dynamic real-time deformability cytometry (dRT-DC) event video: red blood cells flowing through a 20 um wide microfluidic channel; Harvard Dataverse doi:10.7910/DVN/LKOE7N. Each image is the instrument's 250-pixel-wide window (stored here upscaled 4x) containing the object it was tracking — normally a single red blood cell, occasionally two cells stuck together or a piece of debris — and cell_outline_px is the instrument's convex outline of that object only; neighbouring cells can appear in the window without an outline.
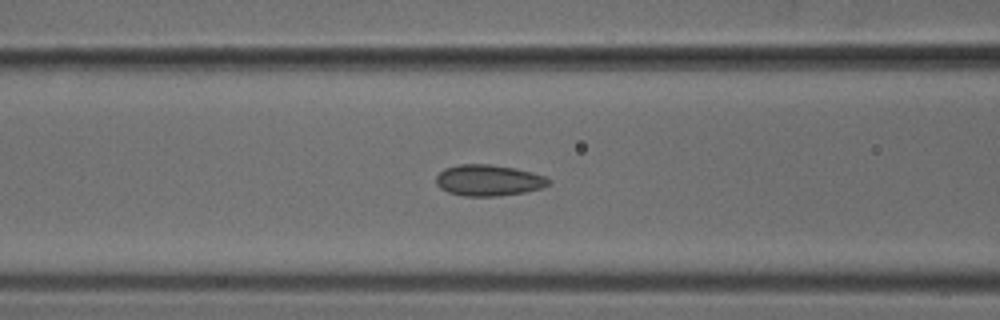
{"species": "common noctule bat (a hibernating species)", "species_latin": "Nyctalus noctula", "temperature_condition": "cold", "stored_images_in_passage": 44, "camera_frame_rate_fps": 3000, "um_per_image_px": 0.085, "animal": {"sex": "male", "body_mass_g": 18.8}, "frame": {"image": 1, "passage_image": 22, "time_ms": 7.0, "image_size_px": [1000, 320], "cell_outline_px": [[552, 184], [540, 188], [524, 192], [496, 196], [464, 196], [448, 192], [440, 188], [436, 184], [436, 176], [444, 168], [460, 164], [488, 164], [516, 168], [532, 172], [544, 176], [552, 180]], "centroid_in_image_um": [41.53, 15.32], "position_along_channel_um": 125.1, "area_um2": 20.52}}
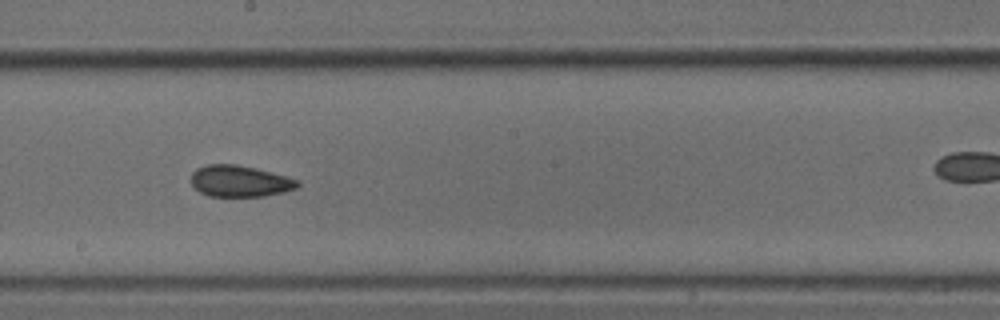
{"frame": {"image": 2, "passage_image": 30, "time_ms": 9.667, "image_size_px": [1000, 320], "cell_outline_px": [[300, 184], [296, 188], [284, 192], [264, 196], [208, 196], [200, 192], [192, 184], [192, 172], [196, 168], [208, 164], [236, 164], [256, 168], [272, 172], [300, 180]], "centroid_in_image_um": [20.4, 15.39], "position_along_channel_um": 227.8, "area_um2": 19.54}}
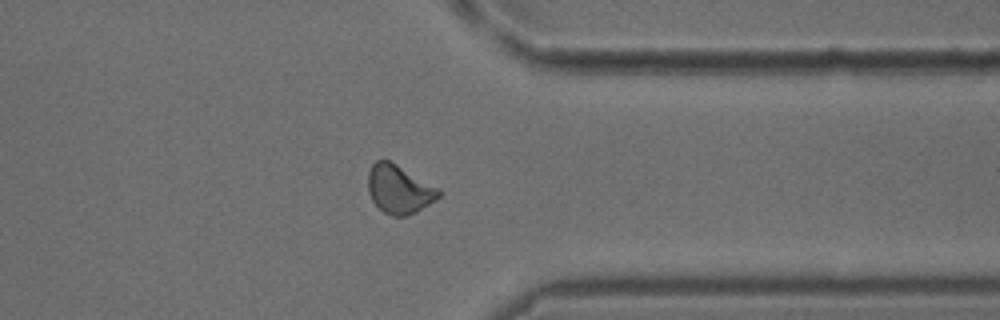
{"frame": {"image": 3, "passage_image": 42, "time_ms": 13.667, "image_size_px": [1000, 320], "cell_outline_px": [[440, 196], [436, 200], [416, 212], [408, 216], [392, 216], [384, 212], [372, 200], [368, 192], [368, 172], [372, 164], [376, 160], [388, 160], [396, 164], [440, 188]], "centroid_in_image_um": [33.93, 16.09], "position_along_channel_um": 377.5, "area_um2": 20.0}}